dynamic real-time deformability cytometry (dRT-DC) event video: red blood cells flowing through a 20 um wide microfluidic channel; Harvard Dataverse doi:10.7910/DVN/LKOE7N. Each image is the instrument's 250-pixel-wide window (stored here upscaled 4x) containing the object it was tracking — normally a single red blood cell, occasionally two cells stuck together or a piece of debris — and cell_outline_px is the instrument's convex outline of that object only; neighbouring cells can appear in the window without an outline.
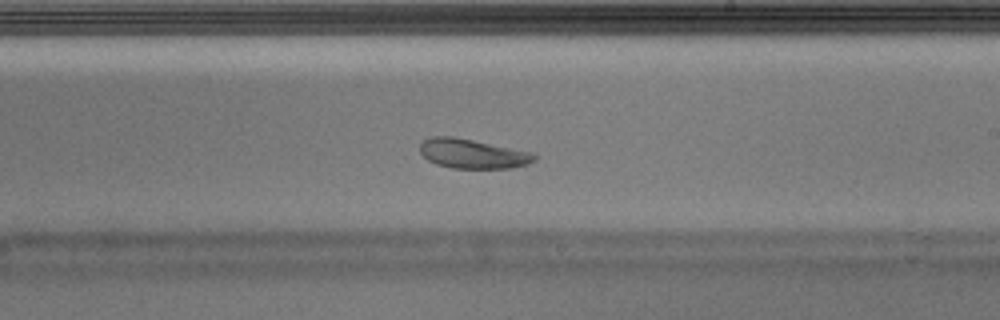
{"species": "Egyptian fruit bat (a non-hibernating species)", "species_latin": "Rousettus aegyptiacus", "temperature_condition": "warm", "stored_images_in_passage": 41, "camera_frame_rate_fps": 3000, "um_per_image_px": 0.085, "animal": {"sex": "male"}, "frame": {"image": 1, "passage_image": 24, "time_ms": 7.667, "image_size_px": [1000, 320], "cell_outline_px": [[536, 160], [528, 164], [512, 168], [452, 168], [436, 164], [428, 160], [420, 152], [420, 144], [424, 140], [432, 136], [452, 136], [532, 152], [536, 156]], "centroid_in_image_um": [40.17, 13.07], "position_along_channel_um": 248.8, "area_um2": 19.54}}